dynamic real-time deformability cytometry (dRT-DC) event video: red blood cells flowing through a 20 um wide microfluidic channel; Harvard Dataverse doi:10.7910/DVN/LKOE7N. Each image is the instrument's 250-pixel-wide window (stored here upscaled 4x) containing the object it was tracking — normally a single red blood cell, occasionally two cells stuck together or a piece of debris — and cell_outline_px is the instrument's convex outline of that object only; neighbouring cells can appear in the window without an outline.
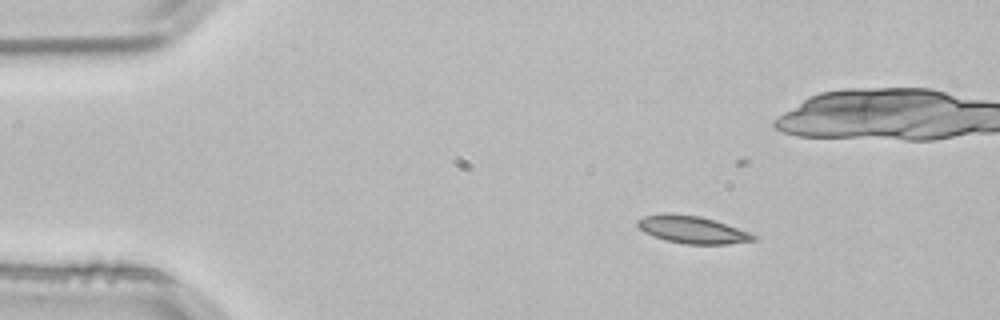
{"species": "common noctule bat (a hibernating species)", "species_latin": "Nyctalus noctula", "temperature_condition": "room temperature", "stored_images_in_passage": 5, "camera_frame_rate_fps": 3000, "um_per_image_px": 0.085, "animal": {"sex": "male", "body_mass_g": 21.5, "forearm_length_mm": 52.0}, "frame": {"image": 1, "passage_image": 1, "time_ms": 0.0, "image_size_px": [1000, 320], "cell_outline_px": [[760, 236], [756, 240], [728, 244], [684, 244], [664, 240], [652, 236], [644, 232], [636, 224], [636, 220], [644, 216], [664, 212], [672, 212], [700, 216], [716, 220]], "centroid_in_image_um": [58.83, 19.51], "position_along_channel_um": 26.2, "area_um2": 18.96}}